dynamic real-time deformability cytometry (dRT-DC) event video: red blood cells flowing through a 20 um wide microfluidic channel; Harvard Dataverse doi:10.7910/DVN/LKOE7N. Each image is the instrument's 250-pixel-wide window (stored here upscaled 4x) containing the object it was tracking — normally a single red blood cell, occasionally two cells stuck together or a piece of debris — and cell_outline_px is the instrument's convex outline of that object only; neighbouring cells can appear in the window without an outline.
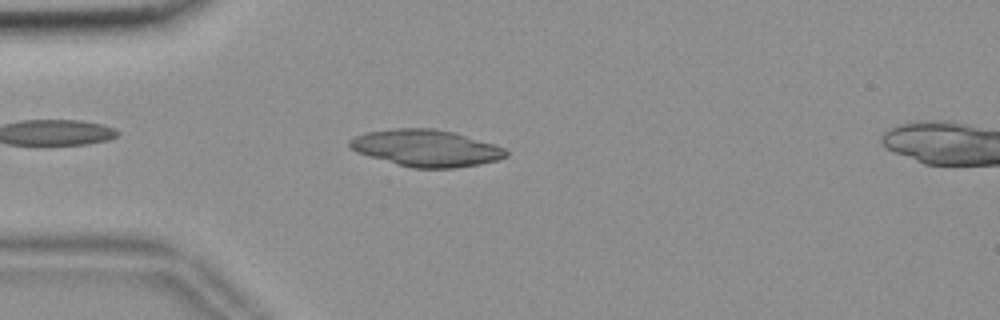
{"species": "common noctule bat (a hibernating species)", "species_latin": "Nyctalus noctula", "temperature_condition": "room temperature", "stored_images_in_passage": 48, "camera_frame_rate_fps": 3000, "um_per_image_px": 0.085, "animal": {"sex": "female", "body_mass_g": 18.4}, "frame": {"image": 1, "passage_image": 8, "time_ms": 2.333, "image_size_px": [1000, 320], "cell_outline_px": [[508, 156], [500, 160], [480, 164], [456, 168], [412, 168], [396, 164], [356, 152], [348, 144], [348, 140], [364, 132], [392, 128], [432, 128], [452, 132], [492, 144], [504, 148], [508, 152]], "centroid_in_image_um": [36.2, 12.59], "position_along_channel_um": 48.8, "area_um2": 33.47}}
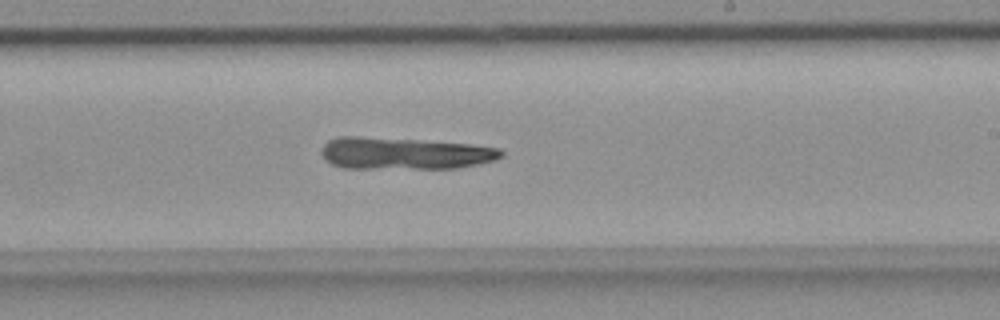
{"frame": {"image": 2, "passage_image": 26, "time_ms": 8.333, "image_size_px": [1000, 320], "cell_outline_px": [[504, 156], [496, 160], [456, 168], [344, 168], [332, 164], [320, 152], [324, 144], [328, 140], [340, 136], [360, 136], [420, 140], [472, 144], [500, 148], [504, 152]], "centroid_in_image_um": [34.4, 13.03], "position_along_channel_um": 254.6, "area_um2": 33.52}}
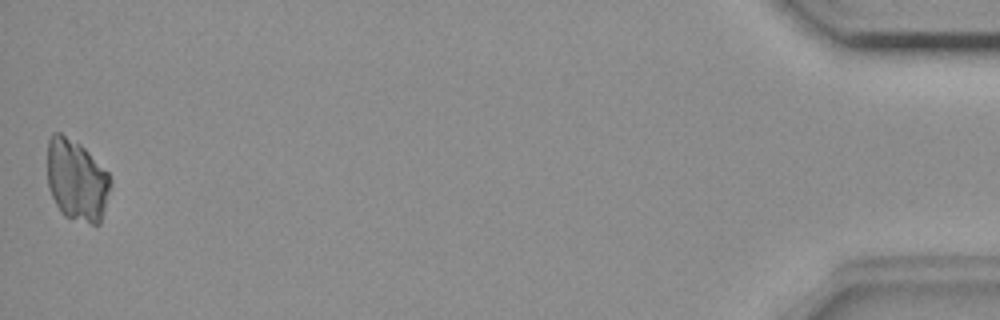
{"frame": {"image": 3, "passage_image": 48, "time_ms": 15.667, "image_size_px": [1000, 320], "cell_outline_px": [[112, 184], [100, 224], [92, 224], [64, 216], [60, 212], [48, 188], [48, 140], [52, 132], [60, 132], [80, 144], [108, 172], [112, 180]], "centroid_in_image_um": [6.52, 15.32], "position_along_channel_um": 428.7, "area_um2": 30.11}}